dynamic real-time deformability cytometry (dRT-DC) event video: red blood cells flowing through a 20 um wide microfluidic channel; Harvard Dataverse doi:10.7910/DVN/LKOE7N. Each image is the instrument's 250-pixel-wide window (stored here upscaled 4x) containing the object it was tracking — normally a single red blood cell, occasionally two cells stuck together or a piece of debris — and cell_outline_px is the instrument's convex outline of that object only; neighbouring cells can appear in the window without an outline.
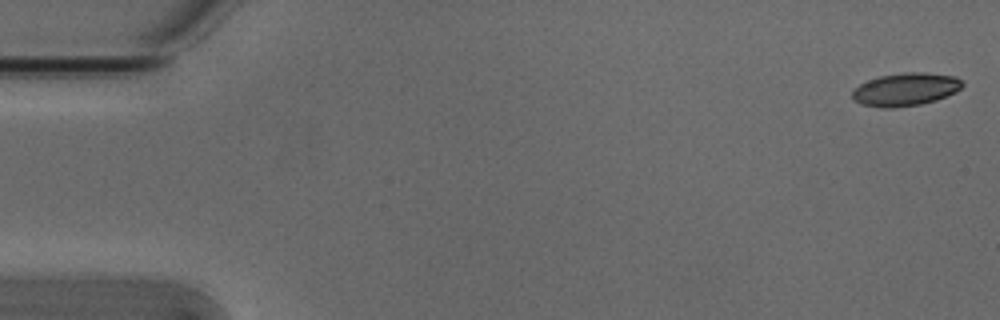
{"species": "Egyptian fruit bat (a non-hibernating species)", "species_latin": "Rousettus aegyptiacus", "temperature_condition": "cold", "stored_images_in_passage": 53, "camera_frame_rate_fps": 3000, "um_per_image_px": 0.085, "animal": {"sex": "male"}, "frame": {"image": 1, "passage_image": 1, "time_ms": 0.0, "image_size_px": [1000, 320], "cell_outline_px": [[964, 84], [956, 92], [936, 100], [920, 104], [892, 108], [884, 108], [860, 104], [852, 100], [852, 92], [860, 84], [868, 80], [880, 76], [904, 72], [924, 72], [956, 76], [964, 80]], "centroid_in_image_um": [76.99, 7.59], "position_along_channel_um": 8.0, "area_um2": 21.27}}
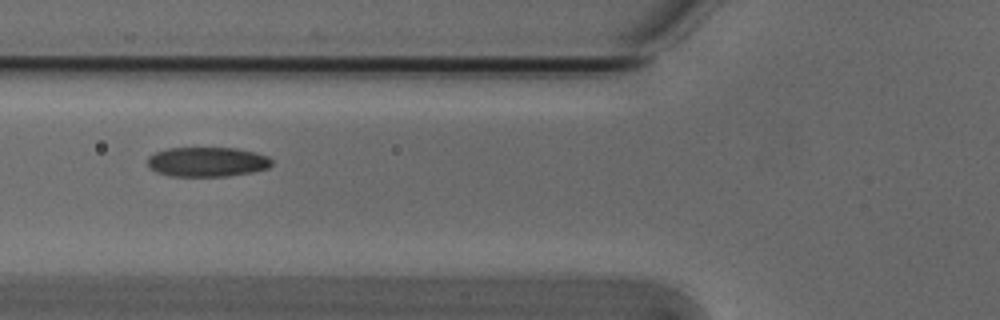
{"frame": {"image": 2, "passage_image": 20, "time_ms": 6.333, "image_size_px": [1000, 320], "cell_outline_px": [[272, 164], [268, 168], [252, 172], [228, 176], [172, 176], [156, 172], [148, 168], [148, 156], [156, 152], [168, 148], [236, 148], [256, 152], [268, 156], [272, 160]], "centroid_in_image_um": [17.61, 13.76], "position_along_channel_um": 108.2, "area_um2": 21.56}}
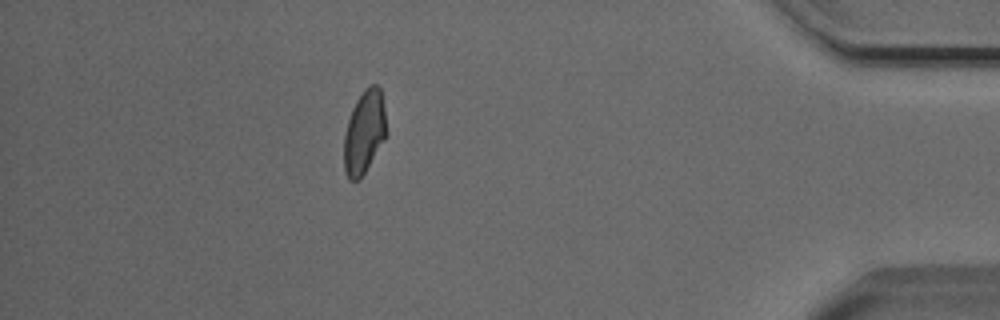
{"frame": {"image": 3, "passage_image": 47, "time_ms": 15.333, "image_size_px": [1000, 320], "cell_outline_px": [[388, 132], [384, 140], [360, 180], [348, 180], [344, 172], [344, 132], [352, 108], [356, 100], [364, 88], [368, 84], [376, 84], [380, 88], [384, 108]], "centroid_in_image_um": [30.96, 11.22], "position_along_channel_um": 404.2, "area_um2": 20.87}, "authors_computed_cell_mechanics": {"area_um2": 21.1548, "velocity_mm_per_s": 3.8343, "shape_relaxation_time_tau1_ms": 5.1793, "shape_relaxation_time_tau2_ms": 2.1386, "deformation_change_tau1": 0.1445, "deformation_change_tau2": 0.0672}}